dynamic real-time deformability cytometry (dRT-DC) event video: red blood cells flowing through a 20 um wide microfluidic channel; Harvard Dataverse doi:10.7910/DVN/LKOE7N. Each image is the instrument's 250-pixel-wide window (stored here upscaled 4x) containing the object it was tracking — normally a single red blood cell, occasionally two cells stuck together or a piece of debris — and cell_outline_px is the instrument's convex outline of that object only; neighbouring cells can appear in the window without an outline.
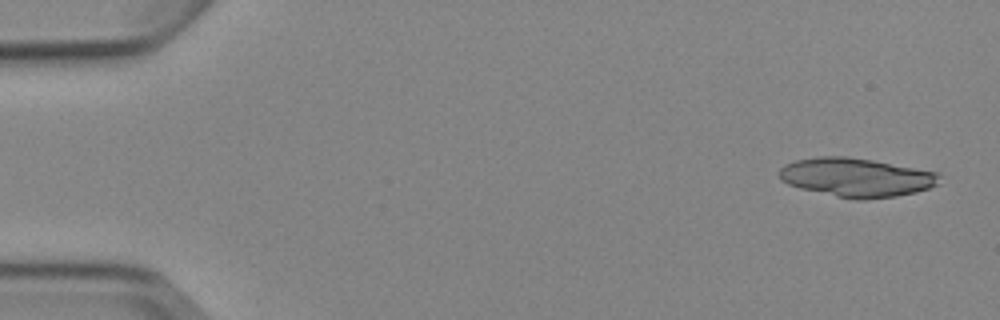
{"species": "Egyptian fruit bat (a non-hibernating species)", "species_latin": "Rousettus aegyptiacus", "temperature_condition": "cold", "stored_images_in_passage": 6, "camera_frame_rate_fps": 3000, "um_per_image_px": 0.085, "animal": {"sex": "female"}, "frame": {"image": 1, "passage_image": 1, "time_ms": 0.0, "image_size_px": [1000, 320], "cell_outline_px": [[940, 184], [916, 192], [896, 196], [864, 200], [856, 200], [836, 196], [800, 188], [788, 184], [780, 180], [780, 168], [784, 164], [796, 160], [816, 156], [844, 156], [872, 160], [940, 172]], "centroid_in_image_um": [72.81, 15.08], "position_along_channel_um": 12.2, "area_um2": 36.41}}